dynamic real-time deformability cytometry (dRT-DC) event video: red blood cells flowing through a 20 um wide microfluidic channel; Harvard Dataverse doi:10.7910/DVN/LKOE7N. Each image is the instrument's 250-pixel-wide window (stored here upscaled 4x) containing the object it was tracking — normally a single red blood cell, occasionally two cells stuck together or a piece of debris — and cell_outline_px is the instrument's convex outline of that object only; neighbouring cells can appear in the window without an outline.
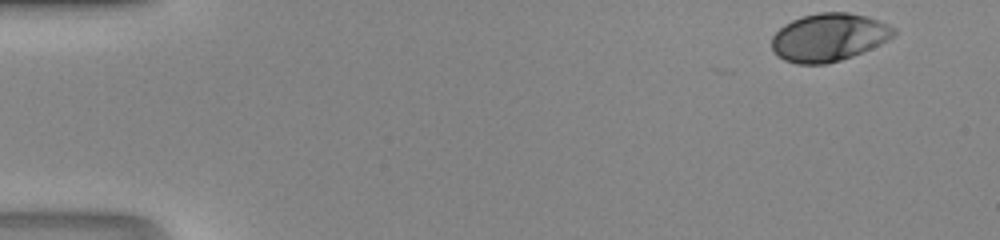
{"species": "human", "species_latin": "Homo sapiens", "temperature_condition": "room temperature", "stored_images_in_passage": 45, "camera_frame_rate_fps": 3000, "um_per_image_px": 0.085, "donor": {"sex": "male"}, "frame": {"image": 1, "passage_image": 1, "time_ms": 0.0, "image_size_px": [1000, 240], "cell_outline_px": [[896, 32], [888, 40], [880, 44], [852, 56], [840, 60], [824, 64], [796, 64], [784, 60], [772, 48], [772, 36], [784, 24], [792, 20], [804, 16], [820, 12], [848, 12], [864, 16], [888, 24], [896, 28]], "centroid_in_image_um": [70.44, 3.17], "position_along_channel_um": 14.6, "area_um2": 33.76}}
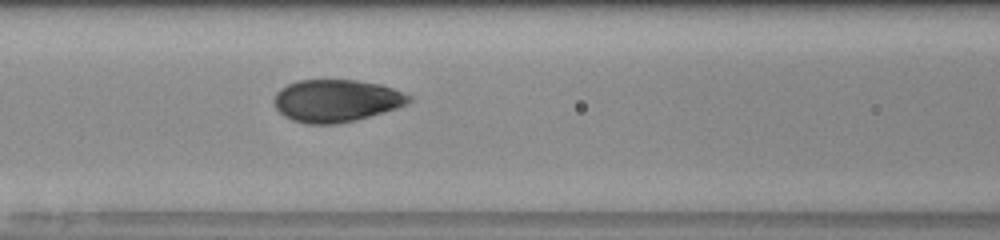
{"frame": {"image": 2, "passage_image": 19, "time_ms": 6.0, "image_size_px": [1000, 240], "cell_outline_px": [[412, 100], [408, 104], [384, 112], [356, 120], [336, 124], [304, 124], [292, 120], [284, 116], [276, 108], [272, 100], [276, 92], [280, 88], [296, 80], [356, 80], [380, 84], [392, 88], [412, 96]], "centroid_in_image_um": [28.56, 8.56], "position_along_channel_um": 138.0, "area_um2": 33.58}}
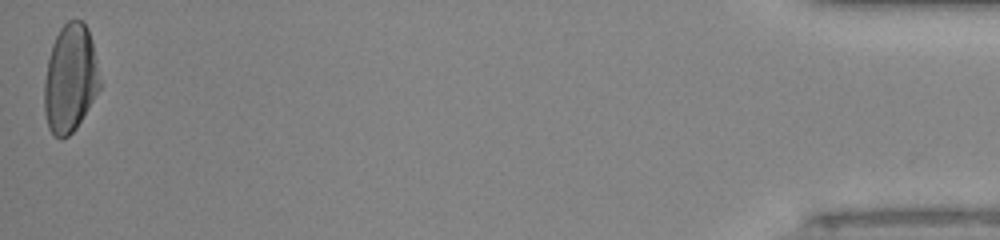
{"frame": {"image": 3, "passage_image": 45, "time_ms": 14.667, "image_size_px": [1000, 240], "cell_outline_px": [[100, 88], [76, 128], [68, 136], [60, 140], [48, 128], [44, 112], [44, 84], [48, 60], [52, 44], [60, 28], [68, 20], [80, 20], [88, 28], [92, 40], [100, 80]], "centroid_in_image_um": [5.96, 6.68], "position_along_channel_um": 429.2, "area_um2": 34.8}}